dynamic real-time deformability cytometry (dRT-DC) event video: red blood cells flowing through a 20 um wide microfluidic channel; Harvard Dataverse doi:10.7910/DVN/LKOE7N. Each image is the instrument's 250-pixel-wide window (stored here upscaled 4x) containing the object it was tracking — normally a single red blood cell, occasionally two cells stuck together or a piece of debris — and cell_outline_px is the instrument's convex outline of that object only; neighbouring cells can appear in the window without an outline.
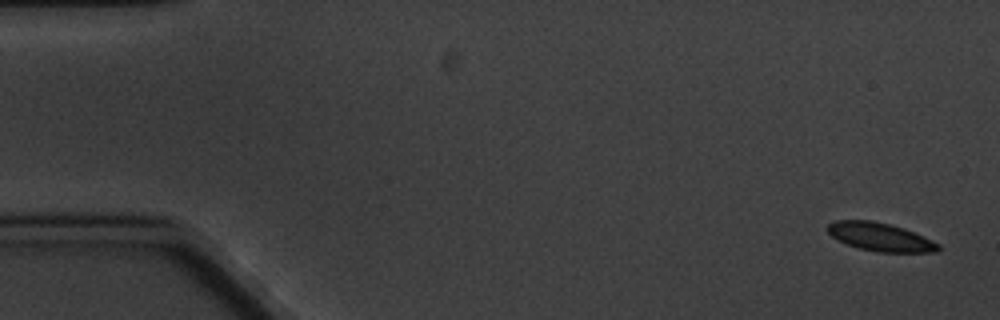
{"species": "common noctule bat (a hibernating species)", "species_latin": "Nyctalus noctula", "temperature_condition": "cold", "stored_images_in_passage": 8, "camera_frame_rate_fps": 3000, "um_per_image_px": 0.085, "animal": {"sex": "male", "body_mass_g": 20.1, "forearm_length_mm": 53.5}, "frame": {"image": 1, "passage_image": 1, "time_ms": 0.0, "image_size_px": [1000, 320], "cell_outline_px": [[940, 248], [936, 252], [876, 252], [860, 248], [848, 244], [832, 236], [828, 232], [828, 224], [836, 220], [872, 220], [904, 228], [932, 240], [940, 244]], "centroid_in_image_um": [74.84, 20.14], "position_along_channel_um": 10.2, "area_um2": 18.03}}
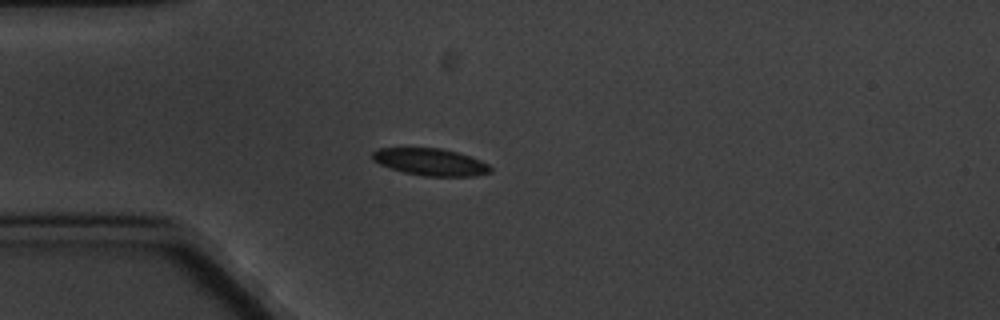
{"frame": {"image": 2, "passage_image": 5, "time_ms": 4.667, "image_size_px": [1000, 320], "cell_outline_px": [[492, 172], [476, 176], [424, 176], [404, 172], [380, 164], [372, 160], [372, 152], [376, 148], [440, 148], [456, 152], [480, 160], [488, 164], [492, 168]], "centroid_in_image_um": [36.59, 13.77], "position_along_channel_um": 48.4, "area_um2": 18.55}}
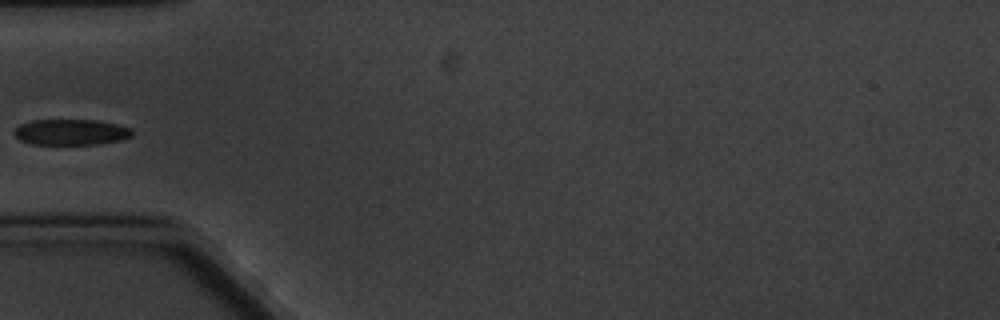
{"frame": {"image": 3, "passage_image": 6, "time_ms": 6.0, "image_size_px": [1000, 320], "cell_outline_px": [[132, 136], [120, 140], [100, 144], [32, 144], [20, 140], [12, 132], [20, 124], [32, 120], [96, 120], [116, 124], [132, 128]], "centroid_in_image_um": [6.03, 11.23], "position_along_channel_um": 79.0, "area_um2": 17.74}}